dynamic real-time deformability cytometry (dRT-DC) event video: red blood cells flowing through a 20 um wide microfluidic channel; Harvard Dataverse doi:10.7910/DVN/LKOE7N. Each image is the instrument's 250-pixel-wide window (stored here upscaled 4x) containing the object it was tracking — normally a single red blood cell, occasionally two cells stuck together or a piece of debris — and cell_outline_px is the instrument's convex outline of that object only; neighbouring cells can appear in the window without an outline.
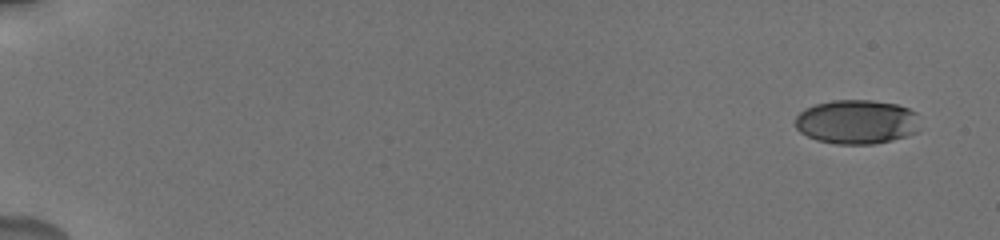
{"species": "human", "species_latin": "Homo sapiens", "temperature_condition": "cold", "stored_images_in_passage": 22, "camera_frame_rate_fps": 3000, "um_per_image_px": 0.085, "donor": {"sex": "male"}, "frame": {"image": 1, "passage_image": 1, "time_ms": 0.0, "image_size_px": [1000, 240], "cell_outline_px": [[916, 132], [892, 140], [872, 144], [836, 144], [816, 140], [800, 132], [796, 128], [796, 116], [804, 108], [816, 104], [832, 100], [872, 100], [896, 104], [908, 108], [916, 112]], "centroid_in_image_um": [72.77, 10.35], "position_along_channel_um": 12.2, "area_um2": 31.96}}
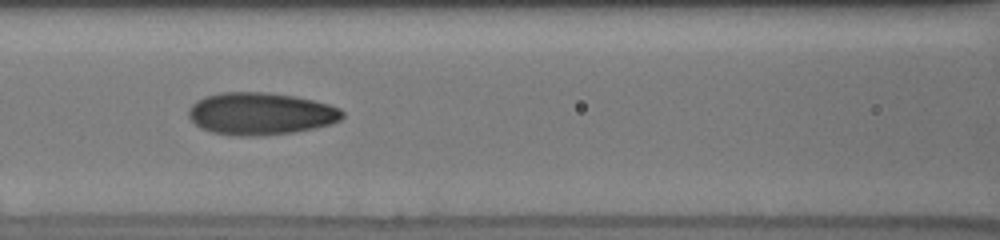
{"frame": {"image": 2, "passage_image": 18, "time_ms": 8.333, "image_size_px": [1000, 240], "cell_outline_px": [[344, 116], [340, 120], [332, 124], [316, 128], [296, 132], [264, 136], [240, 136], [212, 132], [200, 128], [188, 116], [188, 108], [196, 100], [220, 92], [264, 92], [296, 96], [328, 104], [340, 108], [344, 112]], "centroid_in_image_um": [22.17, 9.67], "position_along_channel_um": 144.4, "area_um2": 38.21}}
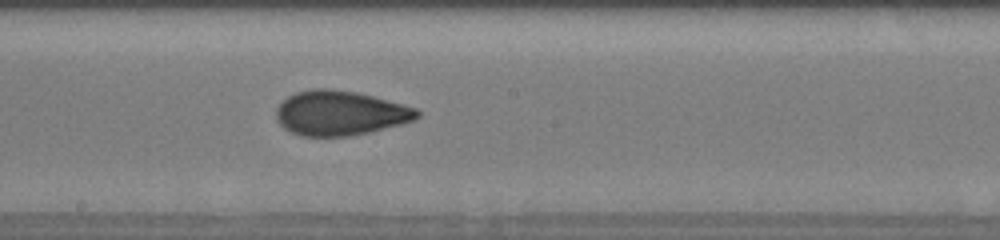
{"frame": {"image": 3, "passage_image": 22, "time_ms": 10.333, "image_size_px": [1000, 240], "cell_outline_px": [[420, 116], [416, 120], [368, 132], [348, 136], [304, 136], [292, 132], [284, 128], [276, 120], [276, 108], [288, 96], [296, 92], [316, 88], [324, 88], [356, 92], [372, 96], [416, 108], [420, 112]], "centroid_in_image_um": [28.9, 9.61], "position_along_channel_um": 219.3, "area_um2": 36.36}}